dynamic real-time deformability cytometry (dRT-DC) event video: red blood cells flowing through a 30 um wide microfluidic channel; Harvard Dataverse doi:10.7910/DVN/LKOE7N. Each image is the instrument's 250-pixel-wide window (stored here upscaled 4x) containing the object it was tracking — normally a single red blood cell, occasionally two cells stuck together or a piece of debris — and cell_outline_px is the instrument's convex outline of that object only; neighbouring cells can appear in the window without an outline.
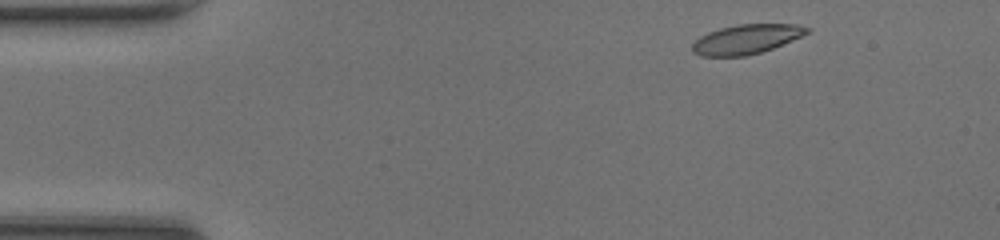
{"species": "common noctule bat (a hibernating species)", "species_latin": "Nyctalus noctula", "temperature_condition": "room temperature", "stored_images_in_passage": 38, "camera_frame_rate_fps": 3000, "um_per_image_px": 0.085, "animal": {"sex": "female", "body_mass_g": 20.0, "forearm_length_mm": 54.0}, "frame": {"image": 1, "passage_image": 2, "time_ms": 0.333, "image_size_px": [1000, 240], "cell_outline_px": [[812, 28], [808, 32], [800, 36], [772, 48], [760, 52], [744, 56], [700, 56], [692, 52], [692, 44], [700, 36], [708, 32], [720, 28], [736, 24], [796, 24]], "centroid_in_image_um": [63.4, 3.32], "position_along_channel_um": 21.6, "area_um2": 19.54}}
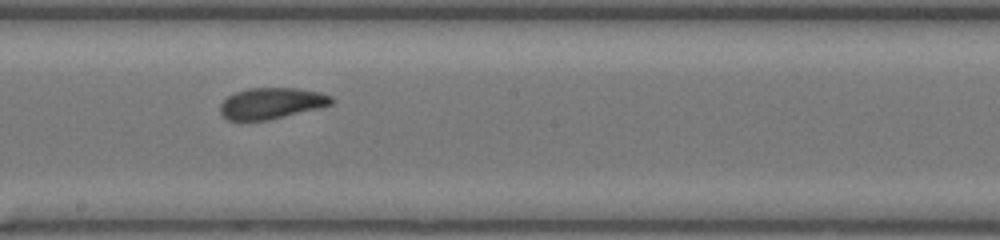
{"frame": {"image": 2, "passage_image": 22, "time_ms": 7.0, "image_size_px": [1000, 240], "cell_outline_px": [[336, 100], [332, 104], [320, 108], [268, 120], [228, 120], [220, 112], [220, 104], [228, 96], [236, 92], [248, 88], [296, 88], [320, 92], [332, 96]], "centroid_in_image_um": [23.11, 8.77], "position_along_channel_um": 225.1, "area_um2": 20.23}}
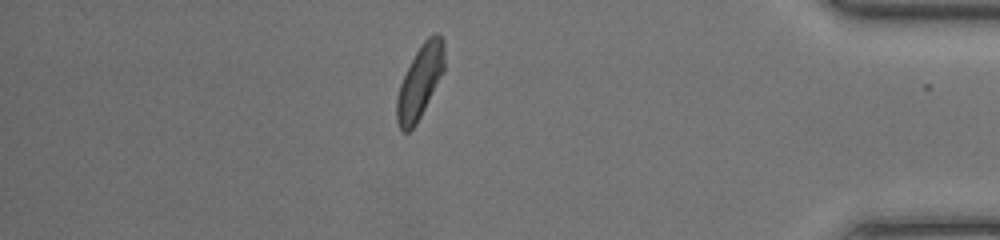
{"frame": {"image": 3, "passage_image": 37, "time_ms": 12.0, "image_size_px": [1000, 240], "cell_outline_px": [[444, 68], [416, 124], [408, 132], [404, 132], [400, 128], [396, 120], [396, 100], [400, 84], [416, 52], [424, 40], [428, 36], [436, 32], [440, 32], [444, 40]], "centroid_in_image_um": [35.69, 6.91], "position_along_channel_um": 399.5, "area_um2": 19.77}, "authors_computed_cell_mechanics": {"area_um2": 20.6635, "velocity_mm_per_s": 4.294, "shape_relaxation_time_tau1_ms": 3.7262, "shape_relaxation_time_tau2_ms": 1.5566, "deformation_change_tau1": 0.12, "deformation_change_tau2": 0.0671}}